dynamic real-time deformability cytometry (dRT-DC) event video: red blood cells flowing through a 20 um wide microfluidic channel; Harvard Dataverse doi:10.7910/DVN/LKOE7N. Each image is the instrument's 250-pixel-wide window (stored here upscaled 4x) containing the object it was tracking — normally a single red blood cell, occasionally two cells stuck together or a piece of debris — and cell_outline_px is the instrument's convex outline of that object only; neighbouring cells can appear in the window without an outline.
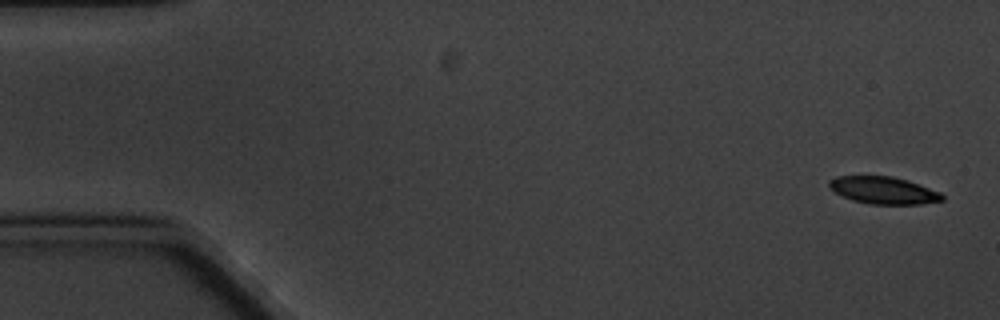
{"species": "common noctule bat (a hibernating species)", "species_latin": "Nyctalus noctula", "temperature_condition": "cold", "stored_images_in_passage": 5, "camera_frame_rate_fps": 3000, "um_per_image_px": 0.085, "animal": {"sex": "male", "body_mass_g": 20.1, "forearm_length_mm": 53.5}, "frame": {"image": 1, "passage_image": 1, "time_ms": 0.0, "image_size_px": [1000, 320], "cell_outline_px": [[944, 200], [920, 204], [872, 204], [852, 200], [836, 192], [828, 184], [828, 180], [836, 176], [892, 176], [908, 180], [940, 192], [944, 196]], "centroid_in_image_um": [75.11, 16.17], "position_along_channel_um": 9.9, "area_um2": 17.8}}